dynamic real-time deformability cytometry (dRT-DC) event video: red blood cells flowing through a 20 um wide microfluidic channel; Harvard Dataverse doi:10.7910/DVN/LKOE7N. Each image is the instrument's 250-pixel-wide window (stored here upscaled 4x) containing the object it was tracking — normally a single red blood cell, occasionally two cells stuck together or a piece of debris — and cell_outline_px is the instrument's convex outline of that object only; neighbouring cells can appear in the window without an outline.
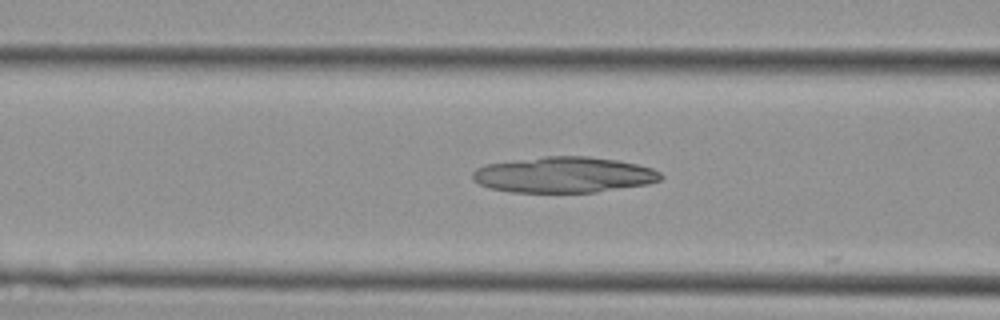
{"species": "Egyptian fruit bat (a non-hibernating species)", "species_latin": "Rousettus aegyptiacus", "temperature_condition": "cold", "stored_images_in_passage": 11, "camera_frame_rate_fps": 3000, "um_per_image_px": 0.085, "animal": {"sex": "female"}, "frame": {"image": 1, "passage_image": 8, "time_ms": 2.333, "image_size_px": [1000, 320], "cell_outline_px": [[664, 176], [660, 180], [648, 184], [596, 192], [512, 192], [488, 188], [472, 180], [472, 172], [476, 168], [488, 164], [544, 156], [588, 156], [616, 160], [636, 164], [652, 168], [660, 172]], "centroid_in_image_um": [47.93, 14.86], "position_along_channel_um": 118.7, "area_um2": 39.25}}
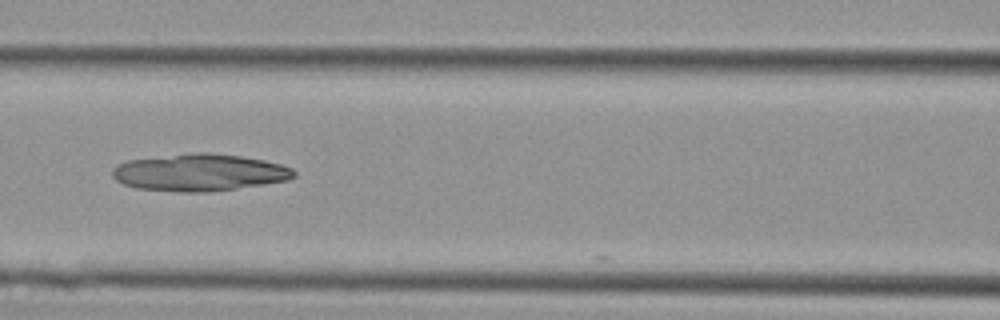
{"frame": {"image": 2, "passage_image": 10, "time_ms": 3.0, "image_size_px": [1000, 320], "cell_outline_px": [[296, 176], [288, 180], [236, 188], [208, 192], [180, 192], [136, 188], [124, 184], [116, 180], [112, 176], [112, 168], [128, 160], [200, 152], [208, 152], [240, 156], [264, 160], [280, 164], [292, 168], [296, 172]], "centroid_in_image_um": [16.96, 14.66], "position_along_channel_um": 149.6, "area_um2": 38.96}}